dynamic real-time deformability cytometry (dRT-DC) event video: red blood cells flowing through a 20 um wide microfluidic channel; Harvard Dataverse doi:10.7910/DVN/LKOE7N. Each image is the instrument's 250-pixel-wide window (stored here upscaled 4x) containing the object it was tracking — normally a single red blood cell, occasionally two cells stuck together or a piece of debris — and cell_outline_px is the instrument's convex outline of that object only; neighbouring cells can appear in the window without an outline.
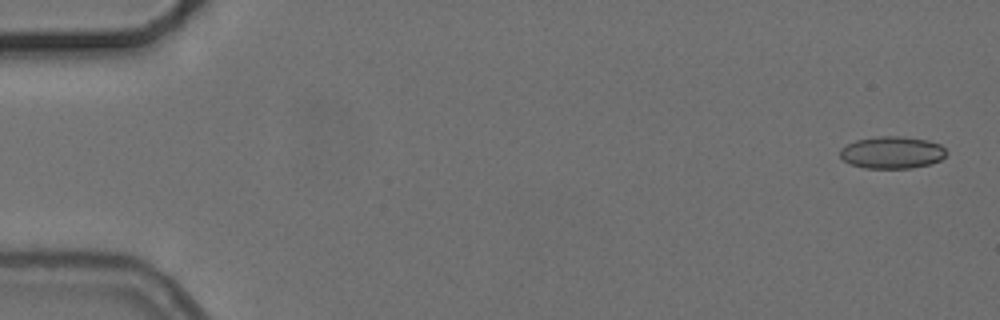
{"species": "common noctule bat (a hibernating species)", "species_latin": "Nyctalus noctula", "temperature_condition": "cold", "stored_images_in_passage": 5, "camera_frame_rate_fps": 3000, "um_per_image_px": 0.085, "animal": {"sex": "female", "body_mass_g": 24.6, "forearm_length_mm": 56.2}, "frame": {"image": 1, "passage_image": 1, "time_ms": 0.0, "image_size_px": [1000, 320], "cell_outline_px": [[948, 152], [940, 160], [928, 164], [912, 168], [864, 168], [848, 164], [840, 156], [840, 148], [856, 140], [880, 136], [900, 136], [928, 140], [940, 144]], "centroid_in_image_um": [75.81, 12.96], "position_along_channel_um": 9.2, "area_um2": 19.94}}
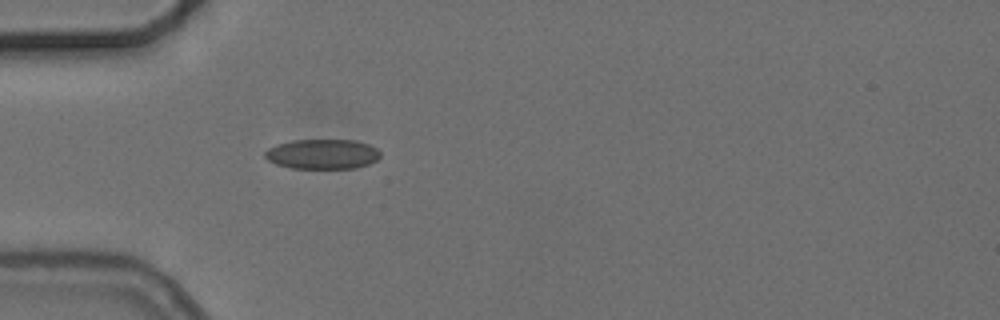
{"frame": {"image": 2, "passage_image": 5, "time_ms": 5.0, "image_size_px": [1000, 320], "cell_outline_px": [[380, 156], [376, 160], [368, 164], [356, 168], [292, 168], [276, 164], [268, 160], [264, 156], [264, 152], [268, 148], [276, 144], [292, 140], [352, 140], [368, 144], [376, 148], [380, 152]], "centroid_in_image_um": [27.38, 13.09], "position_along_channel_um": 57.6, "area_um2": 20.06}}